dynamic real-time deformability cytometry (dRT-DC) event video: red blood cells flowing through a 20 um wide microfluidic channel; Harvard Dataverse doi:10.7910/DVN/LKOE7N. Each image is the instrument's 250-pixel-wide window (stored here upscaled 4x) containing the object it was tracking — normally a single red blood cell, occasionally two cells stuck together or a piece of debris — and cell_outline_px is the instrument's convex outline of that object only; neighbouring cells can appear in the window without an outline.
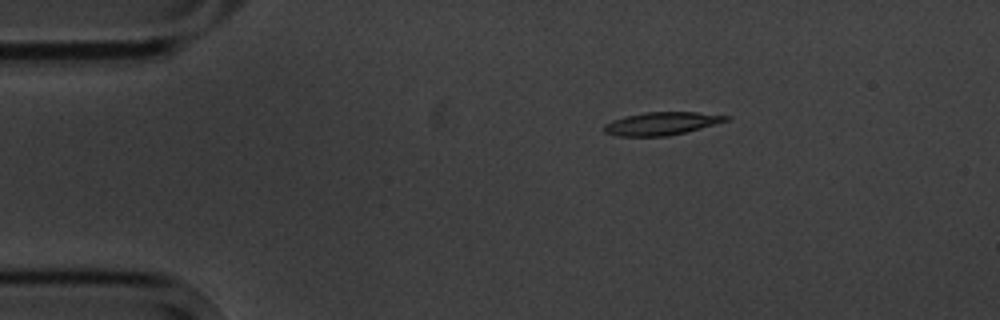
{"species": "common noctule bat (a hibernating species)", "species_latin": "Nyctalus noctula", "temperature_condition": "cold", "stored_images_in_passage": 7, "camera_frame_rate_fps": 3000, "um_per_image_px": 0.085, "animal": {"sex": "male", "body_mass_g": 20.1, "forearm_length_mm": 53.5}, "frame": {"image": 1, "passage_image": 1, "time_ms": 0.0, "image_size_px": [1000, 320], "cell_outline_px": [[732, 116], [728, 120], [716, 124], [668, 136], [616, 136], [604, 132], [604, 124], [612, 120], [624, 116], [648, 112], [696, 112]], "centroid_in_image_um": [56.22, 10.5], "position_along_channel_um": 28.8, "area_um2": 16.24}}
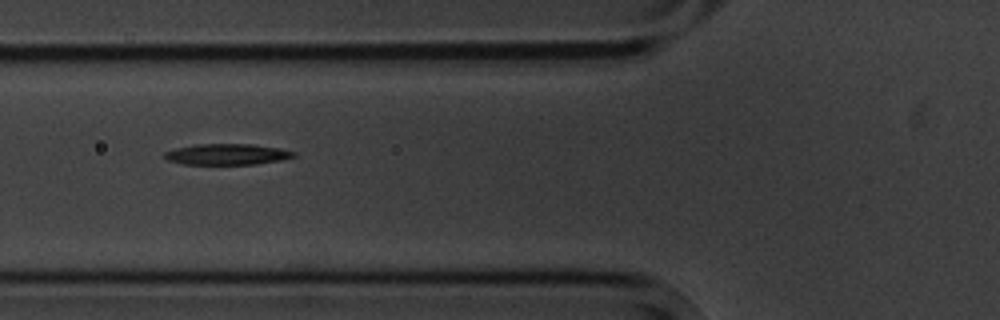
{"frame": {"image": 2, "passage_image": 4, "time_ms": 3.667, "image_size_px": [1000, 320], "cell_outline_px": [[296, 156], [280, 160], [256, 164], [184, 164], [168, 160], [164, 156], [164, 152], [176, 148], [196, 144], [252, 144], [280, 148], [296, 152]], "centroid_in_image_um": [19.32, 13.11], "position_along_channel_um": 106.5, "area_um2": 15.72}}
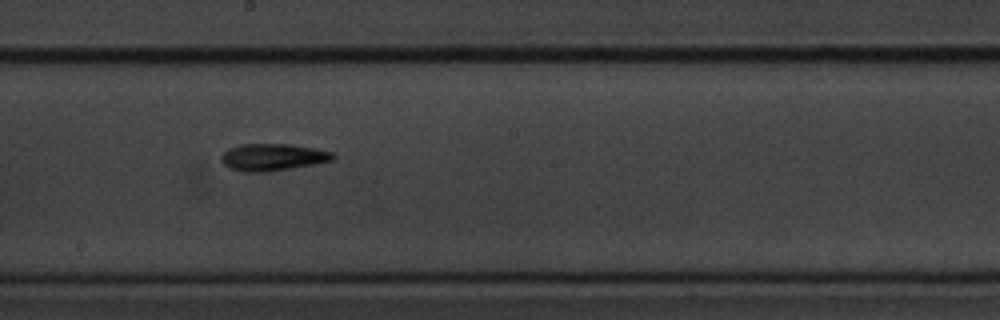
{"frame": {"image": 3, "passage_image": 7, "time_ms": 7.0, "image_size_px": [1000, 320], "cell_outline_px": [[336, 156], [332, 160], [316, 164], [268, 172], [244, 172], [228, 168], [220, 160], [220, 156], [228, 148], [240, 144], [288, 144], [316, 148], [332, 152]], "centroid_in_image_um": [23.16, 13.36], "position_along_channel_um": 225.0, "area_um2": 17.8}}